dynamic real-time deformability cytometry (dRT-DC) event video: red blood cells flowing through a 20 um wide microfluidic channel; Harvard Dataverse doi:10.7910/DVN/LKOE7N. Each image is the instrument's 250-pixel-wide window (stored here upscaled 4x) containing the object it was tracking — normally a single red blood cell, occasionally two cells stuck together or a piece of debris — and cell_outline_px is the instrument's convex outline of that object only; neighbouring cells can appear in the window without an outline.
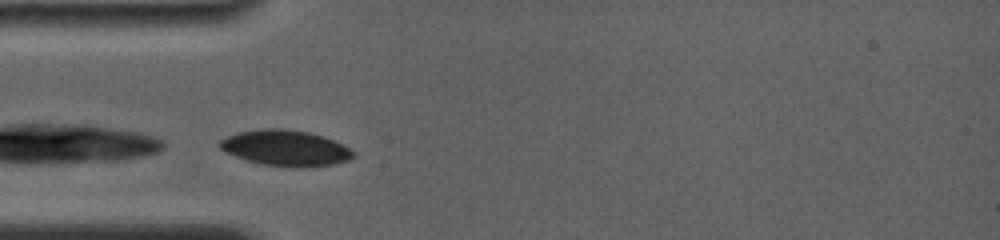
{"species": "common noctule bat (a hibernating species)", "species_latin": "Nyctalus noctula", "temperature_condition": "room temperature", "stored_images_in_passage": 4, "camera_frame_rate_fps": 4000, "um_per_image_px": 0.085, "animal": {"sex": "female", "body_mass_g": 19.0, "forearm_length_mm": 56.7}, "frame": {"image": 1, "passage_image": 1, "time_ms": 0.0, "image_size_px": [1000, 240], "cell_outline_px": [[356, 156], [348, 160], [332, 164], [300, 168], [264, 164], [248, 160], [236, 156], [220, 148], [220, 140], [228, 136], [240, 132], [272, 128], [276, 128], [308, 132], [332, 140], [356, 152]], "centroid_in_image_um": [24.31, 12.59], "position_along_channel_um": 60.7, "area_um2": 27.11}}